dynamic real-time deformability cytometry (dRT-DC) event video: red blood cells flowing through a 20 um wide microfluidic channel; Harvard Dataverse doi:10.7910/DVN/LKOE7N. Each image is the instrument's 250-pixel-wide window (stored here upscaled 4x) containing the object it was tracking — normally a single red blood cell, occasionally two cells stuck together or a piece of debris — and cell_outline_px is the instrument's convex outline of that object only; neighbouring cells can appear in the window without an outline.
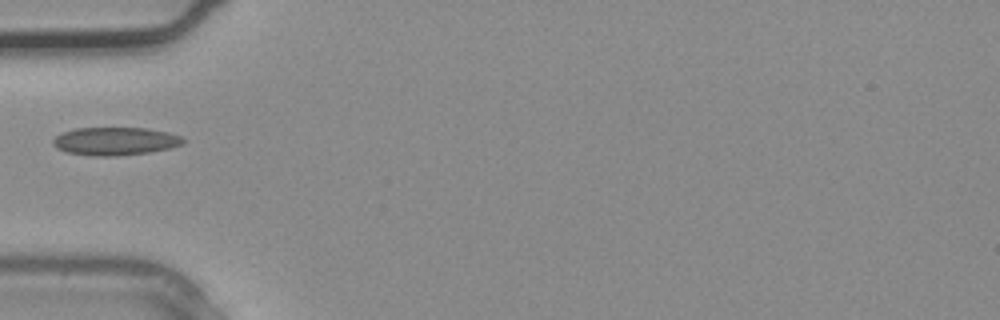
{"species": "common noctule bat (a hibernating species)", "species_latin": "Nyctalus noctula", "temperature_condition": "warm", "stored_images_in_passage": 1, "camera_frame_rate_fps": 3000, "um_per_image_px": 0.085, "animal": {"sex": "male", "body_mass_g": 20.4}, "frame": {"image": 1, "passage_image": 1, "time_ms": 0.0, "image_size_px": [1000, 320], "cell_outline_px": [[184, 144], [168, 148], [148, 152], [116, 156], [92, 156], [64, 152], [56, 148], [52, 144], [52, 140], [56, 136], [64, 132], [76, 128], [148, 128], [168, 132], [180, 136], [184, 140]], "centroid_in_image_um": [9.76, 12.0], "position_along_channel_um": 75.2, "area_um2": 21.27}}